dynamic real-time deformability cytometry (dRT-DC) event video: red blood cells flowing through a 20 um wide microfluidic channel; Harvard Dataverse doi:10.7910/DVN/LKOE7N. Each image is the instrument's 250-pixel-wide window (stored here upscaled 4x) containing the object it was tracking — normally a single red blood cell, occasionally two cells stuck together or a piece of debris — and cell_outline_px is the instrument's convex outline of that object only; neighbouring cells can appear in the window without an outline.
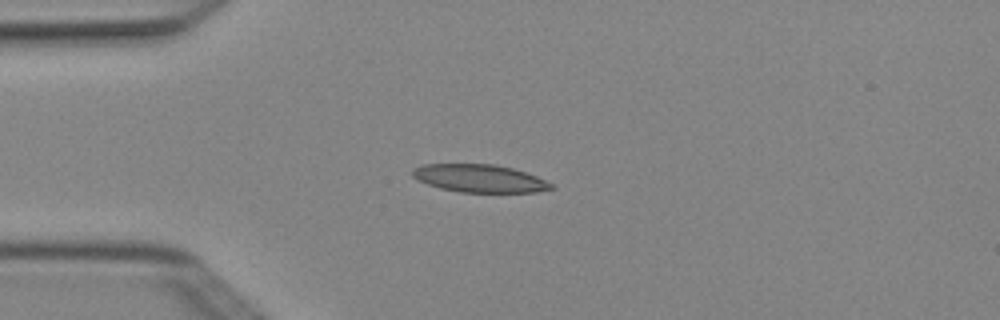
{"species": "Egyptian fruit bat (a non-hibernating species)", "species_latin": "Rousettus aegyptiacus", "temperature_condition": "cold", "stored_images_in_passage": 3, "camera_frame_rate_fps": 3000, "um_per_image_px": 0.085, "animal": {"sex": "female"}, "frame": {"image": 1, "passage_image": 2, "time_ms": 0.333, "image_size_px": [1000, 320], "cell_outline_px": [[556, 188], [536, 192], [460, 192], [440, 188], [428, 184], [412, 176], [412, 168], [420, 164], [496, 164], [512, 168], [536, 176], [552, 184]], "centroid_in_image_um": [40.75, 15.16], "position_along_channel_um": 44.3, "area_um2": 22.43}}